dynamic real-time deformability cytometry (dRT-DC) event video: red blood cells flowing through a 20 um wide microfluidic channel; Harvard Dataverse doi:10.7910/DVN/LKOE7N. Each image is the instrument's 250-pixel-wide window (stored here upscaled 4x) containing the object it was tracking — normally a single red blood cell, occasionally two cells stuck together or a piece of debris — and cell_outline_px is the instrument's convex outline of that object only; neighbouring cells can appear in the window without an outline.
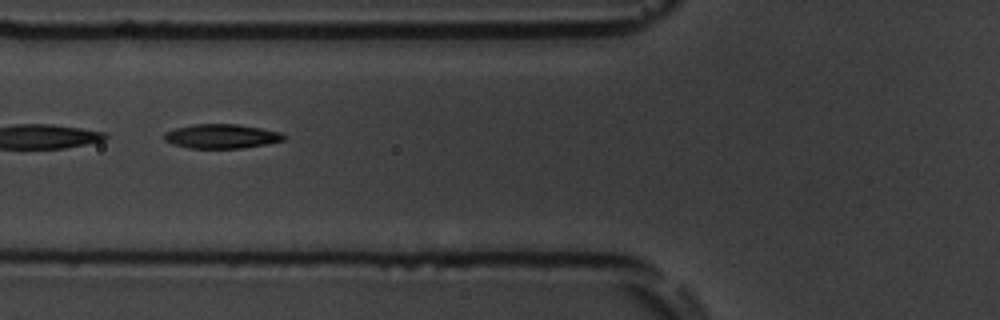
{"species": "common noctule bat (a hibernating species)", "species_latin": "Nyctalus noctula", "temperature_condition": "room temperature", "stored_images_in_passage": 39, "segment_of_instrument_passage": [2, 2], "camera_frame_rate_fps": 3000, "um_per_image_px": 0.085, "animal": {"sex": "male", "body_mass_g": 19.5, "forearm_length_mm": 54.6}, "frame": {"image": 1, "passage_image": 21, "time_ms": 6.667, "image_size_px": [1000, 320], "cell_outline_px": [[288, 136], [284, 140], [264, 144], [240, 148], [188, 148], [172, 144], [164, 140], [164, 132], [176, 128], [192, 124], [236, 124], [260, 128], [280, 132]], "centroid_in_image_um": [18.8, 11.58], "position_along_channel_um": 107.0, "area_um2": 16.88}}